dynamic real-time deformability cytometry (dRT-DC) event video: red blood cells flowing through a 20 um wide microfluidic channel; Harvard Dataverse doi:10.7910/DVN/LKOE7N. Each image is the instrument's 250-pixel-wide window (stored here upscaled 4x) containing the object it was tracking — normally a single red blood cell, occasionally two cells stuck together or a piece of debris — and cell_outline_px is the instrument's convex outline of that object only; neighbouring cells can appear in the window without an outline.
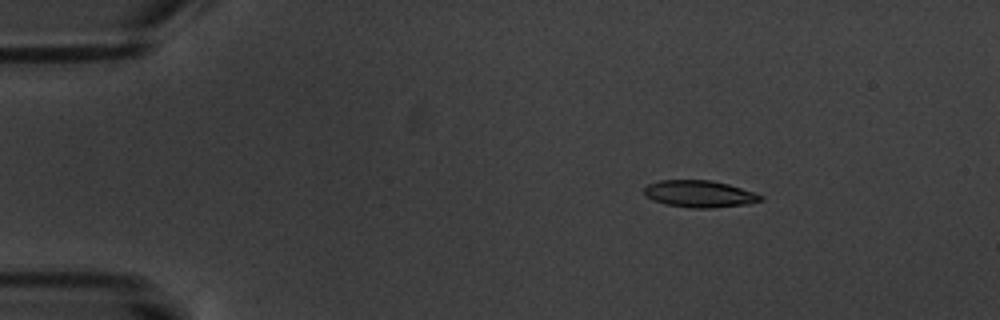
{"species": "common noctule bat (a hibernating species)", "species_latin": "Nyctalus noctula", "temperature_condition": "warm", "stored_images_in_passage": 9, "camera_frame_rate_fps": 3000, "um_per_image_px": 0.085, "animal": {"sex": "male", "body_mass_g": 20.1, "forearm_length_mm": 53.5}, "frame": {"image": 1, "passage_image": 1, "time_ms": 0.0, "image_size_px": [1000, 320], "cell_outline_px": [[764, 200], [748, 204], [708, 208], [692, 208], [664, 204], [652, 200], [644, 196], [644, 188], [648, 184], [660, 180], [712, 180], [728, 184], [756, 192], [764, 196]], "centroid_in_image_um": [59.47, 16.48], "position_along_channel_um": 25.5, "area_um2": 18.5}}
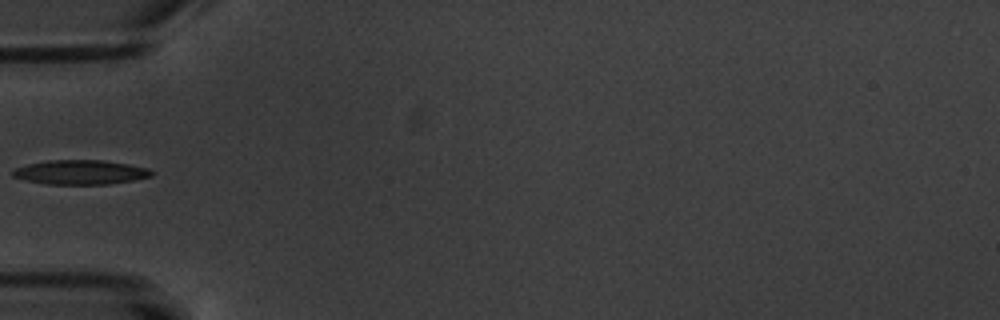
{"frame": {"image": 2, "passage_image": 4, "time_ms": 3.667, "image_size_px": [1000, 320], "cell_outline_px": [[156, 172], [152, 176], [132, 180], [108, 184], [44, 184], [24, 180], [12, 176], [12, 172], [16, 168], [28, 164], [48, 160], [104, 160], [128, 164], [148, 168]], "centroid_in_image_um": [6.85, 14.64], "position_along_channel_um": 78.2, "area_um2": 19.77}}
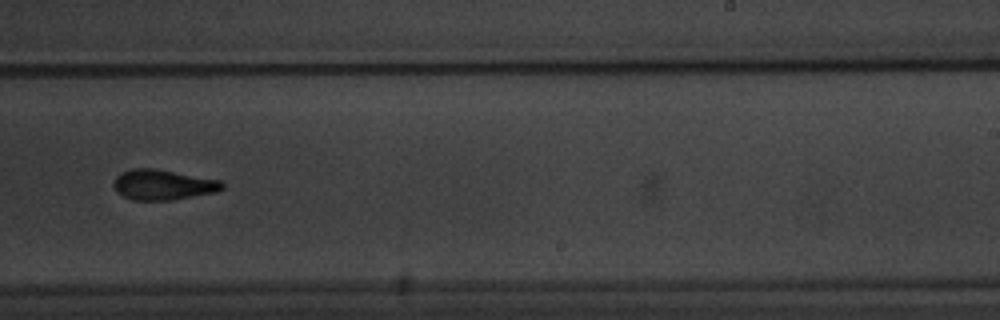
{"frame": {"image": 3, "passage_image": 9, "time_ms": 9.333, "image_size_px": [1000, 320], "cell_outline_px": [[224, 188], [216, 192], [172, 200], [132, 200], [116, 192], [112, 184], [116, 176], [120, 172], [132, 168], [152, 168], [220, 180], [224, 184]], "centroid_in_image_um": [13.81, 15.7], "position_along_channel_um": 275.2, "area_um2": 19.19}}